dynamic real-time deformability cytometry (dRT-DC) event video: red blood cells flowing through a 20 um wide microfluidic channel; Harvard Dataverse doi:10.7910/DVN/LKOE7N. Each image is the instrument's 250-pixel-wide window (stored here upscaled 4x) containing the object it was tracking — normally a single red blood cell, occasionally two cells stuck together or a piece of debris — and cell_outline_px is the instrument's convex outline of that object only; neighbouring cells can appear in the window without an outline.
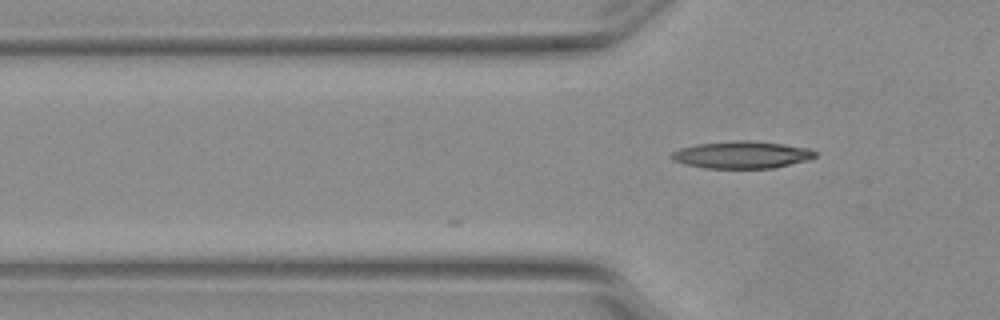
{"species": "Egyptian fruit bat (a non-hibernating species)", "species_latin": "Rousettus aegyptiacus", "temperature_condition": "warm", "stored_images_in_passage": 8, "camera_frame_rate_fps": 3000, "um_per_image_px": 0.085, "animal": {"sex": "female"}, "frame": {"image": 1, "passage_image": 5, "time_ms": 1.333, "image_size_px": [1000, 320], "cell_outline_px": [[816, 156], [804, 160], [772, 168], [704, 168], [684, 164], [672, 160], [668, 156], [672, 152], [680, 148], [696, 144], [736, 140], [748, 140], [784, 144], [808, 148], [816, 152]], "centroid_in_image_um": [62.97, 13.15], "position_along_channel_um": 62.8, "area_um2": 22.66}}
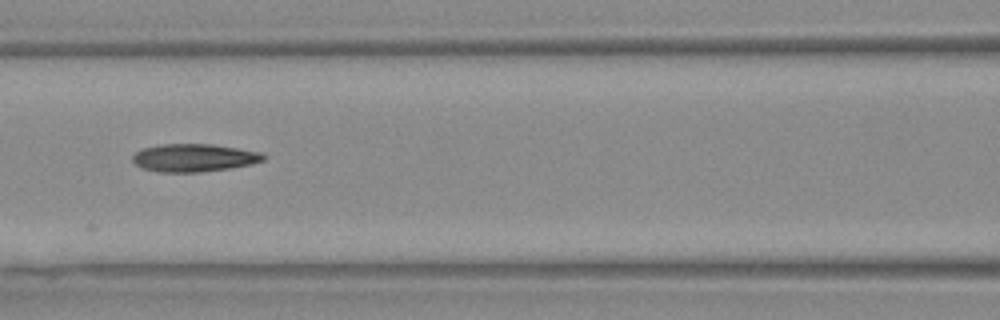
{"frame": {"image": 2, "passage_image": 7, "time_ms": 2.0, "image_size_px": [1000, 320], "cell_outline_px": [[264, 160], [252, 164], [228, 168], [200, 172], [160, 172], [144, 168], [136, 164], [132, 160], [132, 156], [136, 152], [144, 148], [164, 144], [212, 144], [260, 152], [264, 156]], "centroid_in_image_um": [16.48, 13.41], "position_along_channel_um": 150.1, "area_um2": 20.92}}
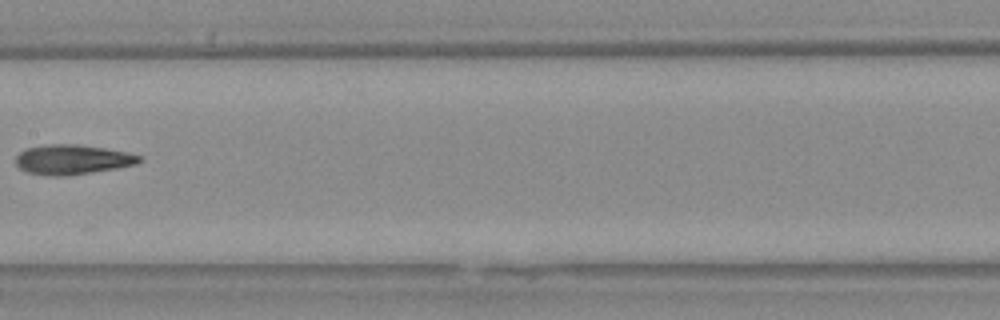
{"frame": {"image": 3, "passage_image": 8, "time_ms": 2.333, "image_size_px": [1000, 320], "cell_outline_px": [[144, 160], [136, 164], [116, 168], [64, 176], [48, 176], [28, 172], [20, 168], [16, 164], [16, 156], [24, 148], [48, 144], [76, 144], [104, 148], [128, 152], [140, 156]], "centroid_in_image_um": [6.14, 13.55], "position_along_channel_um": 201.3, "area_um2": 21.39}}